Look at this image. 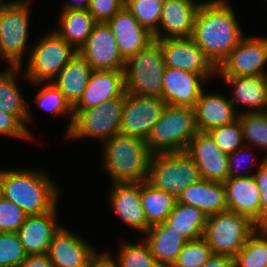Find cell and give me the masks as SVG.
Returning <instances> with one entry per match:
<instances>
[{
	"label": "cell",
	"instance_id": "obj_1",
	"mask_svg": "<svg viewBox=\"0 0 267 267\" xmlns=\"http://www.w3.org/2000/svg\"><path fill=\"white\" fill-rule=\"evenodd\" d=\"M245 37L231 6L225 0H211L200 5L192 40L218 67Z\"/></svg>",
	"mask_w": 267,
	"mask_h": 267
},
{
	"label": "cell",
	"instance_id": "obj_2",
	"mask_svg": "<svg viewBox=\"0 0 267 267\" xmlns=\"http://www.w3.org/2000/svg\"><path fill=\"white\" fill-rule=\"evenodd\" d=\"M58 191L43 170L0 171V194L28 215L51 211L57 206Z\"/></svg>",
	"mask_w": 267,
	"mask_h": 267
},
{
	"label": "cell",
	"instance_id": "obj_3",
	"mask_svg": "<svg viewBox=\"0 0 267 267\" xmlns=\"http://www.w3.org/2000/svg\"><path fill=\"white\" fill-rule=\"evenodd\" d=\"M104 143L102 165L113 183H143L147 180L152 153L145 140L117 134Z\"/></svg>",
	"mask_w": 267,
	"mask_h": 267
},
{
	"label": "cell",
	"instance_id": "obj_4",
	"mask_svg": "<svg viewBox=\"0 0 267 267\" xmlns=\"http://www.w3.org/2000/svg\"><path fill=\"white\" fill-rule=\"evenodd\" d=\"M198 132L195 108L166 105L145 141L152 154L185 152Z\"/></svg>",
	"mask_w": 267,
	"mask_h": 267
},
{
	"label": "cell",
	"instance_id": "obj_5",
	"mask_svg": "<svg viewBox=\"0 0 267 267\" xmlns=\"http://www.w3.org/2000/svg\"><path fill=\"white\" fill-rule=\"evenodd\" d=\"M166 68L160 42L153 39L125 62V90L128 94L161 98Z\"/></svg>",
	"mask_w": 267,
	"mask_h": 267
},
{
	"label": "cell",
	"instance_id": "obj_6",
	"mask_svg": "<svg viewBox=\"0 0 267 267\" xmlns=\"http://www.w3.org/2000/svg\"><path fill=\"white\" fill-rule=\"evenodd\" d=\"M201 179L199 168L186 152L151 155L146 181L155 188L177 198L189 185Z\"/></svg>",
	"mask_w": 267,
	"mask_h": 267
},
{
	"label": "cell",
	"instance_id": "obj_7",
	"mask_svg": "<svg viewBox=\"0 0 267 267\" xmlns=\"http://www.w3.org/2000/svg\"><path fill=\"white\" fill-rule=\"evenodd\" d=\"M257 229L247 216L226 210L207 216L203 238L213 254L235 257Z\"/></svg>",
	"mask_w": 267,
	"mask_h": 267
},
{
	"label": "cell",
	"instance_id": "obj_8",
	"mask_svg": "<svg viewBox=\"0 0 267 267\" xmlns=\"http://www.w3.org/2000/svg\"><path fill=\"white\" fill-rule=\"evenodd\" d=\"M76 53V48L55 31L47 33L31 50L23 75L37 85L55 79Z\"/></svg>",
	"mask_w": 267,
	"mask_h": 267
},
{
	"label": "cell",
	"instance_id": "obj_9",
	"mask_svg": "<svg viewBox=\"0 0 267 267\" xmlns=\"http://www.w3.org/2000/svg\"><path fill=\"white\" fill-rule=\"evenodd\" d=\"M125 96L106 101L98 107L74 110L67 137L72 139L95 137L105 142L120 134Z\"/></svg>",
	"mask_w": 267,
	"mask_h": 267
},
{
	"label": "cell",
	"instance_id": "obj_10",
	"mask_svg": "<svg viewBox=\"0 0 267 267\" xmlns=\"http://www.w3.org/2000/svg\"><path fill=\"white\" fill-rule=\"evenodd\" d=\"M29 1H15L0 10V57L10 67H21L27 45L29 27Z\"/></svg>",
	"mask_w": 267,
	"mask_h": 267
},
{
	"label": "cell",
	"instance_id": "obj_11",
	"mask_svg": "<svg viewBox=\"0 0 267 267\" xmlns=\"http://www.w3.org/2000/svg\"><path fill=\"white\" fill-rule=\"evenodd\" d=\"M267 38L243 37L217 67L220 77L267 76Z\"/></svg>",
	"mask_w": 267,
	"mask_h": 267
},
{
	"label": "cell",
	"instance_id": "obj_12",
	"mask_svg": "<svg viewBox=\"0 0 267 267\" xmlns=\"http://www.w3.org/2000/svg\"><path fill=\"white\" fill-rule=\"evenodd\" d=\"M166 105L161 98L126 93L120 134L146 140Z\"/></svg>",
	"mask_w": 267,
	"mask_h": 267
},
{
	"label": "cell",
	"instance_id": "obj_13",
	"mask_svg": "<svg viewBox=\"0 0 267 267\" xmlns=\"http://www.w3.org/2000/svg\"><path fill=\"white\" fill-rule=\"evenodd\" d=\"M158 41L166 67L197 73L205 80L211 75H217V67L192 38H168Z\"/></svg>",
	"mask_w": 267,
	"mask_h": 267
},
{
	"label": "cell",
	"instance_id": "obj_14",
	"mask_svg": "<svg viewBox=\"0 0 267 267\" xmlns=\"http://www.w3.org/2000/svg\"><path fill=\"white\" fill-rule=\"evenodd\" d=\"M93 70L124 71L125 60L107 22H96L86 43L78 50Z\"/></svg>",
	"mask_w": 267,
	"mask_h": 267
},
{
	"label": "cell",
	"instance_id": "obj_15",
	"mask_svg": "<svg viewBox=\"0 0 267 267\" xmlns=\"http://www.w3.org/2000/svg\"><path fill=\"white\" fill-rule=\"evenodd\" d=\"M185 152L196 163L202 179L224 183L229 177L228 154L221 151L207 132H198Z\"/></svg>",
	"mask_w": 267,
	"mask_h": 267
},
{
	"label": "cell",
	"instance_id": "obj_16",
	"mask_svg": "<svg viewBox=\"0 0 267 267\" xmlns=\"http://www.w3.org/2000/svg\"><path fill=\"white\" fill-rule=\"evenodd\" d=\"M201 81L205 79L200 74L166 67L161 99L167 105L194 108L203 91Z\"/></svg>",
	"mask_w": 267,
	"mask_h": 267
},
{
	"label": "cell",
	"instance_id": "obj_17",
	"mask_svg": "<svg viewBox=\"0 0 267 267\" xmlns=\"http://www.w3.org/2000/svg\"><path fill=\"white\" fill-rule=\"evenodd\" d=\"M223 184L228 210L247 216L258 226L261 223L260 190L254 176L228 177Z\"/></svg>",
	"mask_w": 267,
	"mask_h": 267
},
{
	"label": "cell",
	"instance_id": "obj_18",
	"mask_svg": "<svg viewBox=\"0 0 267 267\" xmlns=\"http://www.w3.org/2000/svg\"><path fill=\"white\" fill-rule=\"evenodd\" d=\"M125 94L124 71L93 70L86 89L73 110L98 107L106 101L125 96Z\"/></svg>",
	"mask_w": 267,
	"mask_h": 267
},
{
	"label": "cell",
	"instance_id": "obj_19",
	"mask_svg": "<svg viewBox=\"0 0 267 267\" xmlns=\"http://www.w3.org/2000/svg\"><path fill=\"white\" fill-rule=\"evenodd\" d=\"M56 208L43 214L28 215L18 229L17 234L27 255L46 254L49 251L51 240L61 228L55 218Z\"/></svg>",
	"mask_w": 267,
	"mask_h": 267
},
{
	"label": "cell",
	"instance_id": "obj_20",
	"mask_svg": "<svg viewBox=\"0 0 267 267\" xmlns=\"http://www.w3.org/2000/svg\"><path fill=\"white\" fill-rule=\"evenodd\" d=\"M107 24L125 61L153 40V35L140 25L125 6L108 20Z\"/></svg>",
	"mask_w": 267,
	"mask_h": 267
},
{
	"label": "cell",
	"instance_id": "obj_21",
	"mask_svg": "<svg viewBox=\"0 0 267 267\" xmlns=\"http://www.w3.org/2000/svg\"><path fill=\"white\" fill-rule=\"evenodd\" d=\"M53 267H88L96 254L90 244L61 227L47 252Z\"/></svg>",
	"mask_w": 267,
	"mask_h": 267
},
{
	"label": "cell",
	"instance_id": "obj_22",
	"mask_svg": "<svg viewBox=\"0 0 267 267\" xmlns=\"http://www.w3.org/2000/svg\"><path fill=\"white\" fill-rule=\"evenodd\" d=\"M203 3L194 0H164L159 26L162 39L192 38L197 11Z\"/></svg>",
	"mask_w": 267,
	"mask_h": 267
},
{
	"label": "cell",
	"instance_id": "obj_23",
	"mask_svg": "<svg viewBox=\"0 0 267 267\" xmlns=\"http://www.w3.org/2000/svg\"><path fill=\"white\" fill-rule=\"evenodd\" d=\"M111 205L128 226L145 234L150 226L140 200V183H113Z\"/></svg>",
	"mask_w": 267,
	"mask_h": 267
},
{
	"label": "cell",
	"instance_id": "obj_24",
	"mask_svg": "<svg viewBox=\"0 0 267 267\" xmlns=\"http://www.w3.org/2000/svg\"><path fill=\"white\" fill-rule=\"evenodd\" d=\"M228 100L221 94L201 92L194 107L199 132H208L238 120L239 113H236L231 100Z\"/></svg>",
	"mask_w": 267,
	"mask_h": 267
},
{
	"label": "cell",
	"instance_id": "obj_25",
	"mask_svg": "<svg viewBox=\"0 0 267 267\" xmlns=\"http://www.w3.org/2000/svg\"><path fill=\"white\" fill-rule=\"evenodd\" d=\"M177 202L197 207L207 216L228 210L224 184L204 179L183 190Z\"/></svg>",
	"mask_w": 267,
	"mask_h": 267
},
{
	"label": "cell",
	"instance_id": "obj_26",
	"mask_svg": "<svg viewBox=\"0 0 267 267\" xmlns=\"http://www.w3.org/2000/svg\"><path fill=\"white\" fill-rule=\"evenodd\" d=\"M145 235L144 241L162 267H172L188 241L165 222L150 226Z\"/></svg>",
	"mask_w": 267,
	"mask_h": 267
},
{
	"label": "cell",
	"instance_id": "obj_27",
	"mask_svg": "<svg viewBox=\"0 0 267 267\" xmlns=\"http://www.w3.org/2000/svg\"><path fill=\"white\" fill-rule=\"evenodd\" d=\"M92 72L93 69L87 59L77 51L71 61L56 76L54 85L72 107L82 97Z\"/></svg>",
	"mask_w": 267,
	"mask_h": 267
},
{
	"label": "cell",
	"instance_id": "obj_28",
	"mask_svg": "<svg viewBox=\"0 0 267 267\" xmlns=\"http://www.w3.org/2000/svg\"><path fill=\"white\" fill-rule=\"evenodd\" d=\"M228 85L233 86V105L242 104L248 112L267 111V76H232L221 77Z\"/></svg>",
	"mask_w": 267,
	"mask_h": 267
},
{
	"label": "cell",
	"instance_id": "obj_29",
	"mask_svg": "<svg viewBox=\"0 0 267 267\" xmlns=\"http://www.w3.org/2000/svg\"><path fill=\"white\" fill-rule=\"evenodd\" d=\"M60 27L55 32L78 51L87 41L96 23L88 9H62Z\"/></svg>",
	"mask_w": 267,
	"mask_h": 267
},
{
	"label": "cell",
	"instance_id": "obj_30",
	"mask_svg": "<svg viewBox=\"0 0 267 267\" xmlns=\"http://www.w3.org/2000/svg\"><path fill=\"white\" fill-rule=\"evenodd\" d=\"M140 200L149 226L165 222L177 203L174 195L155 188L147 181L140 183Z\"/></svg>",
	"mask_w": 267,
	"mask_h": 267
},
{
	"label": "cell",
	"instance_id": "obj_31",
	"mask_svg": "<svg viewBox=\"0 0 267 267\" xmlns=\"http://www.w3.org/2000/svg\"><path fill=\"white\" fill-rule=\"evenodd\" d=\"M207 215L197 207L176 203L165 223L188 241L203 237Z\"/></svg>",
	"mask_w": 267,
	"mask_h": 267
},
{
	"label": "cell",
	"instance_id": "obj_32",
	"mask_svg": "<svg viewBox=\"0 0 267 267\" xmlns=\"http://www.w3.org/2000/svg\"><path fill=\"white\" fill-rule=\"evenodd\" d=\"M19 70L20 67H9L8 70L0 72V110L15 115L25 125V121L29 122L31 116L27 107L29 104H26L15 83L14 76Z\"/></svg>",
	"mask_w": 267,
	"mask_h": 267
},
{
	"label": "cell",
	"instance_id": "obj_33",
	"mask_svg": "<svg viewBox=\"0 0 267 267\" xmlns=\"http://www.w3.org/2000/svg\"><path fill=\"white\" fill-rule=\"evenodd\" d=\"M164 0H124L125 7L134 15L140 25L153 35V39H162L159 21Z\"/></svg>",
	"mask_w": 267,
	"mask_h": 267
},
{
	"label": "cell",
	"instance_id": "obj_34",
	"mask_svg": "<svg viewBox=\"0 0 267 267\" xmlns=\"http://www.w3.org/2000/svg\"><path fill=\"white\" fill-rule=\"evenodd\" d=\"M234 267H267V238L258 229L234 257Z\"/></svg>",
	"mask_w": 267,
	"mask_h": 267
},
{
	"label": "cell",
	"instance_id": "obj_35",
	"mask_svg": "<svg viewBox=\"0 0 267 267\" xmlns=\"http://www.w3.org/2000/svg\"><path fill=\"white\" fill-rule=\"evenodd\" d=\"M238 121L243 140L267 150V111L241 112Z\"/></svg>",
	"mask_w": 267,
	"mask_h": 267
},
{
	"label": "cell",
	"instance_id": "obj_36",
	"mask_svg": "<svg viewBox=\"0 0 267 267\" xmlns=\"http://www.w3.org/2000/svg\"><path fill=\"white\" fill-rule=\"evenodd\" d=\"M142 241L139 244L127 242L121 245L117 260L119 267H162L151 254L144 239Z\"/></svg>",
	"mask_w": 267,
	"mask_h": 267
},
{
	"label": "cell",
	"instance_id": "obj_37",
	"mask_svg": "<svg viewBox=\"0 0 267 267\" xmlns=\"http://www.w3.org/2000/svg\"><path fill=\"white\" fill-rule=\"evenodd\" d=\"M213 255L211 247L202 237L187 241L172 267H200Z\"/></svg>",
	"mask_w": 267,
	"mask_h": 267
},
{
	"label": "cell",
	"instance_id": "obj_38",
	"mask_svg": "<svg viewBox=\"0 0 267 267\" xmlns=\"http://www.w3.org/2000/svg\"><path fill=\"white\" fill-rule=\"evenodd\" d=\"M35 101L40 108L48 110L49 112L51 111L54 117H57L62 113H69L71 115L70 124L68 127L69 131L74 116V110L54 84H49L42 88Z\"/></svg>",
	"mask_w": 267,
	"mask_h": 267
},
{
	"label": "cell",
	"instance_id": "obj_39",
	"mask_svg": "<svg viewBox=\"0 0 267 267\" xmlns=\"http://www.w3.org/2000/svg\"><path fill=\"white\" fill-rule=\"evenodd\" d=\"M26 257L17 232H0V267H19Z\"/></svg>",
	"mask_w": 267,
	"mask_h": 267
},
{
	"label": "cell",
	"instance_id": "obj_40",
	"mask_svg": "<svg viewBox=\"0 0 267 267\" xmlns=\"http://www.w3.org/2000/svg\"><path fill=\"white\" fill-rule=\"evenodd\" d=\"M214 140L215 144L226 154L235 152L243 143V134L236 120L227 125L215 127L207 132Z\"/></svg>",
	"mask_w": 267,
	"mask_h": 267
},
{
	"label": "cell",
	"instance_id": "obj_41",
	"mask_svg": "<svg viewBox=\"0 0 267 267\" xmlns=\"http://www.w3.org/2000/svg\"><path fill=\"white\" fill-rule=\"evenodd\" d=\"M28 214L0 194V232H17Z\"/></svg>",
	"mask_w": 267,
	"mask_h": 267
},
{
	"label": "cell",
	"instance_id": "obj_42",
	"mask_svg": "<svg viewBox=\"0 0 267 267\" xmlns=\"http://www.w3.org/2000/svg\"><path fill=\"white\" fill-rule=\"evenodd\" d=\"M124 5V0H91L88 11L96 22H107Z\"/></svg>",
	"mask_w": 267,
	"mask_h": 267
},
{
	"label": "cell",
	"instance_id": "obj_43",
	"mask_svg": "<svg viewBox=\"0 0 267 267\" xmlns=\"http://www.w3.org/2000/svg\"><path fill=\"white\" fill-rule=\"evenodd\" d=\"M0 134L31 139L30 131L15 115L0 110Z\"/></svg>",
	"mask_w": 267,
	"mask_h": 267
},
{
	"label": "cell",
	"instance_id": "obj_44",
	"mask_svg": "<svg viewBox=\"0 0 267 267\" xmlns=\"http://www.w3.org/2000/svg\"><path fill=\"white\" fill-rule=\"evenodd\" d=\"M254 178L260 190L261 222L267 219V159L262 160Z\"/></svg>",
	"mask_w": 267,
	"mask_h": 267
},
{
	"label": "cell",
	"instance_id": "obj_45",
	"mask_svg": "<svg viewBox=\"0 0 267 267\" xmlns=\"http://www.w3.org/2000/svg\"><path fill=\"white\" fill-rule=\"evenodd\" d=\"M243 152H244V148L240 147L235 152H233V153H231V154L228 155L229 177H239V176L254 175V174H248L247 175L246 173H244V174H242V173L240 174L239 173V168H241L240 163H241V161H243V158H241V157H243V155H241V153H243ZM239 155H241L240 158H238Z\"/></svg>",
	"mask_w": 267,
	"mask_h": 267
},
{
	"label": "cell",
	"instance_id": "obj_46",
	"mask_svg": "<svg viewBox=\"0 0 267 267\" xmlns=\"http://www.w3.org/2000/svg\"><path fill=\"white\" fill-rule=\"evenodd\" d=\"M19 267H53L48 254L27 255Z\"/></svg>",
	"mask_w": 267,
	"mask_h": 267
},
{
	"label": "cell",
	"instance_id": "obj_47",
	"mask_svg": "<svg viewBox=\"0 0 267 267\" xmlns=\"http://www.w3.org/2000/svg\"><path fill=\"white\" fill-rule=\"evenodd\" d=\"M200 267H234V258L227 255L213 254Z\"/></svg>",
	"mask_w": 267,
	"mask_h": 267
},
{
	"label": "cell",
	"instance_id": "obj_48",
	"mask_svg": "<svg viewBox=\"0 0 267 267\" xmlns=\"http://www.w3.org/2000/svg\"><path fill=\"white\" fill-rule=\"evenodd\" d=\"M88 267H119L117 261L112 259L111 255L102 253L98 255L97 253L91 258Z\"/></svg>",
	"mask_w": 267,
	"mask_h": 267
},
{
	"label": "cell",
	"instance_id": "obj_49",
	"mask_svg": "<svg viewBox=\"0 0 267 267\" xmlns=\"http://www.w3.org/2000/svg\"><path fill=\"white\" fill-rule=\"evenodd\" d=\"M91 0H75L74 2H68L64 5L63 9H88Z\"/></svg>",
	"mask_w": 267,
	"mask_h": 267
},
{
	"label": "cell",
	"instance_id": "obj_50",
	"mask_svg": "<svg viewBox=\"0 0 267 267\" xmlns=\"http://www.w3.org/2000/svg\"><path fill=\"white\" fill-rule=\"evenodd\" d=\"M257 229L267 238V219H264L258 226Z\"/></svg>",
	"mask_w": 267,
	"mask_h": 267
},
{
	"label": "cell",
	"instance_id": "obj_51",
	"mask_svg": "<svg viewBox=\"0 0 267 267\" xmlns=\"http://www.w3.org/2000/svg\"><path fill=\"white\" fill-rule=\"evenodd\" d=\"M14 1L12 2H4V0H0V10H2L3 8H6L7 6L13 4Z\"/></svg>",
	"mask_w": 267,
	"mask_h": 267
}]
</instances>
